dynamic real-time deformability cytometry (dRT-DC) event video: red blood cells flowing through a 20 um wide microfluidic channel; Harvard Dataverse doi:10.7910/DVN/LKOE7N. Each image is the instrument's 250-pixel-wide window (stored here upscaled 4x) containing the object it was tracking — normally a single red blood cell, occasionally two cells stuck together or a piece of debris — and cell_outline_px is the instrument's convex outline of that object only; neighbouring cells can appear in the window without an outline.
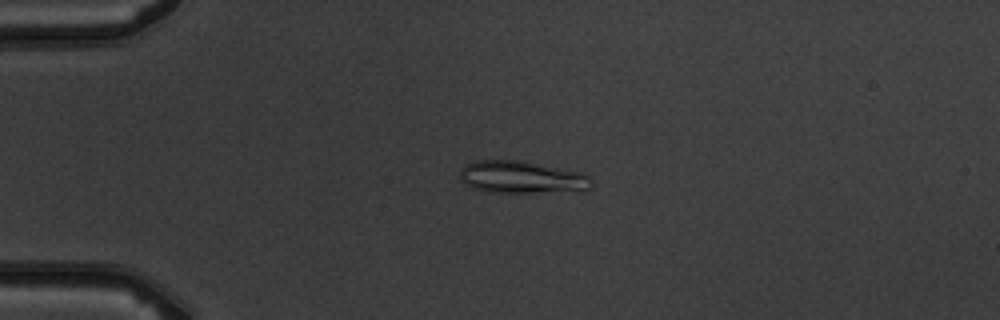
{"species": "common noctule bat (a hibernating species)", "species_latin": "Nyctalus noctula", "temperature_condition": "warm", "stored_images_in_passage": 3, "camera_frame_rate_fps": 3000, "um_per_image_px": 0.085, "animal": {"sex": "male", "body_mass_g": 19.5, "forearm_length_mm": 54.6}, "frame": {"image": 1, "passage_image": 2, "time_ms": 2.0, "image_size_px": [1000, 320], "cell_outline_px": [[592, 184], [588, 188], [532, 192], [492, 192], [476, 188], [460, 180], [460, 168], [464, 164], [476, 160], [520, 160], [584, 172], [592, 180]], "centroid_in_image_um": [44.29, 15.02], "position_along_channel_um": 40.7, "area_um2": 24.33}}